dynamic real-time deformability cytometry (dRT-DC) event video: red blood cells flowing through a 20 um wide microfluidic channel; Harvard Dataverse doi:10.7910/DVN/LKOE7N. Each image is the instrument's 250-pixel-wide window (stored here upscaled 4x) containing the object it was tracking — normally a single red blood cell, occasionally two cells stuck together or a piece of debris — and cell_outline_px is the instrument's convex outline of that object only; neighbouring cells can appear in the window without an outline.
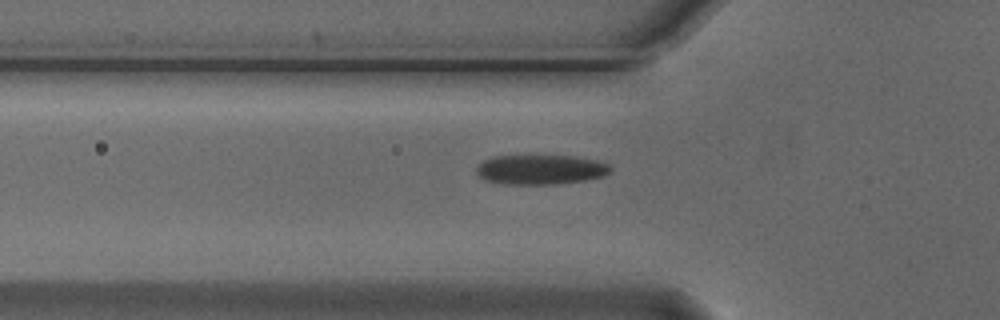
{"species": "Egyptian fruit bat (a non-hibernating species)", "species_latin": "Rousettus aegyptiacus", "temperature_condition": "cold", "stored_images_in_passage": 35, "camera_frame_rate_fps": 3000, "um_per_image_px": 0.085, "animal": {"sex": "male"}, "frame": {"image": 1, "passage_image": 5, "time_ms": 1.333, "image_size_px": [1000, 320], "cell_outline_px": [[612, 172], [604, 176], [584, 180], [556, 184], [504, 184], [484, 180], [476, 172], [476, 168], [484, 160], [492, 156], [576, 156], [596, 160], [608, 164], [612, 168]], "centroid_in_image_um": [45.97, 14.41], "position_along_channel_um": 79.8, "area_um2": 23.24}}
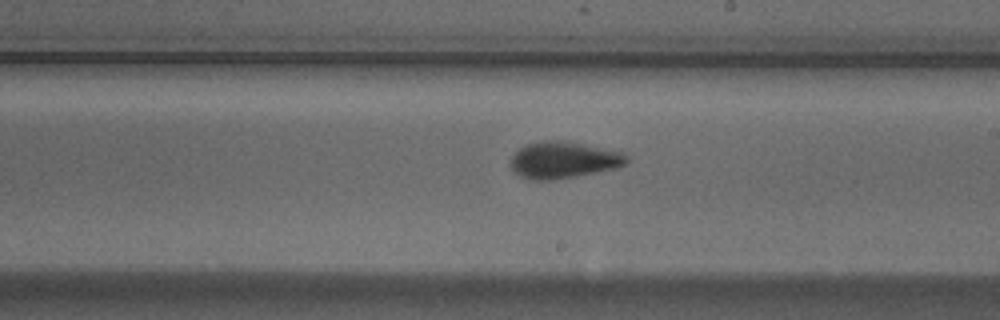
{"frame": {"image": 2, "passage_image": 18, "time_ms": 5.667, "image_size_px": [1000, 320], "cell_outline_px": [[628, 164], [616, 168], [576, 176], [552, 180], [532, 180], [520, 176], [508, 164], [512, 156], [520, 148], [528, 144], [544, 140], [560, 140], [584, 144], [624, 152], [628, 156]], "centroid_in_image_um": [47.92, 13.6], "position_along_channel_um": 241.1, "area_um2": 24.85}}
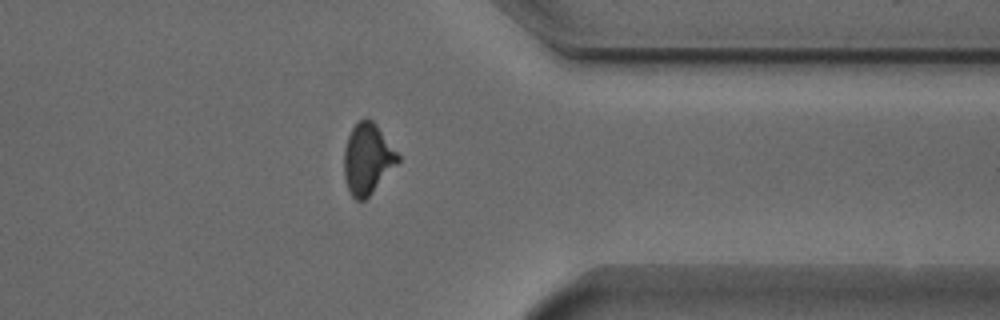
{"frame": {"image": 3, "passage_image": 30, "time_ms": 9.667, "image_size_px": [1000, 320], "cell_outline_px": [[400, 160], [372, 192], [364, 200], [356, 200], [352, 196], [348, 188], [344, 176], [344, 148], [348, 136], [352, 128], [364, 116], [368, 116], [376, 124], [400, 156]], "centroid_in_image_um": [31.22, 13.47], "position_along_channel_um": 380.2, "area_um2": 21.96}}